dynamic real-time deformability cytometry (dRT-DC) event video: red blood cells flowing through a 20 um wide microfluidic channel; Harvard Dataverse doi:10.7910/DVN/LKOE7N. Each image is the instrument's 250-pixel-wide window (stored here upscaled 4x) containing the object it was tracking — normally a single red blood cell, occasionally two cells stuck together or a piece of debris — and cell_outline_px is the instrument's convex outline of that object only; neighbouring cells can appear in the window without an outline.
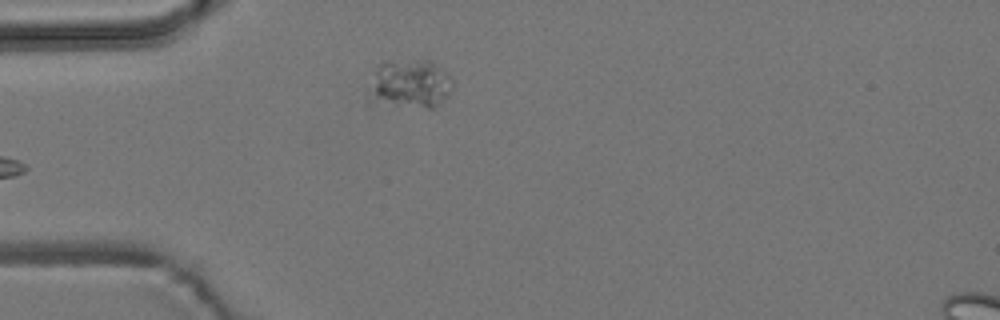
{"species": "common noctule bat (a hibernating species)", "species_latin": "Nyctalus noctula", "temperature_condition": "room temperature", "stored_images_in_passage": 5, "camera_frame_rate_fps": 3000, "um_per_image_px": 0.085, "animal": {"sex": "male", "body_mass_g": 19.2, "forearm_length_mm": 51.8}, "frame": {"image": 1, "passage_image": 5, "time_ms": 5.333, "image_size_px": [1000, 320], "cell_outline_px": [[452, 88], [448, 96], [436, 108], [428, 108], [364, 104], [376, 68], [384, 60], [432, 60], [452, 80]], "centroid_in_image_um": [34.76, 7.18], "position_along_channel_um": 50.2, "area_um2": 24.68}}